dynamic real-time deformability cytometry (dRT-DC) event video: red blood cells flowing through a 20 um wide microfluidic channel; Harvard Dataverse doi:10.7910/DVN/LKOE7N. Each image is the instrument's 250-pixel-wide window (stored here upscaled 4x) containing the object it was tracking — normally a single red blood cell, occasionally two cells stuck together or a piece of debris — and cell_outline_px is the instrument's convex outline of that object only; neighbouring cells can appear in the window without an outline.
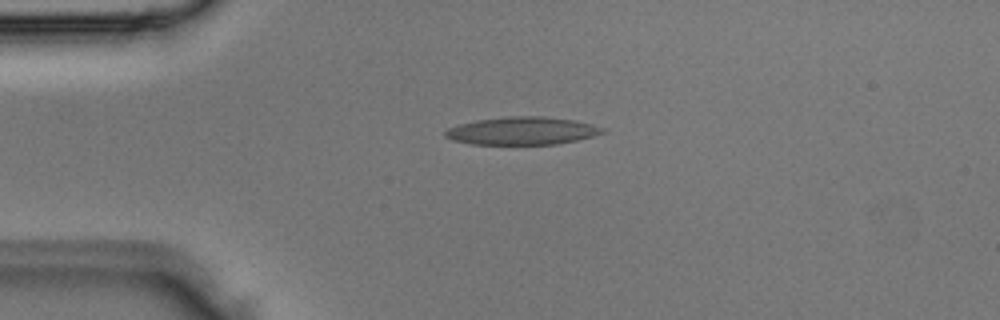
{"species": "Egyptian fruit bat (a non-hibernating species)", "species_latin": "Rousettus aegyptiacus", "temperature_condition": "room temperature", "stored_images_in_passage": 1, "camera_frame_rate_fps": 3000, "um_per_image_px": 0.085, "animal": {"sex": "male"}, "frame": {"image": 1, "passage_image": 1, "time_ms": 0.0, "image_size_px": [1000, 320], "cell_outline_px": [[604, 132], [592, 136], [576, 140], [556, 144], [472, 144], [452, 140], [444, 136], [444, 132], [448, 128], [460, 124], [476, 120], [508, 116], [544, 116], [576, 120], [592, 124], [604, 128]], "centroid_in_image_um": [44.37, 11.11], "position_along_channel_um": 40.6, "area_um2": 25.43}}